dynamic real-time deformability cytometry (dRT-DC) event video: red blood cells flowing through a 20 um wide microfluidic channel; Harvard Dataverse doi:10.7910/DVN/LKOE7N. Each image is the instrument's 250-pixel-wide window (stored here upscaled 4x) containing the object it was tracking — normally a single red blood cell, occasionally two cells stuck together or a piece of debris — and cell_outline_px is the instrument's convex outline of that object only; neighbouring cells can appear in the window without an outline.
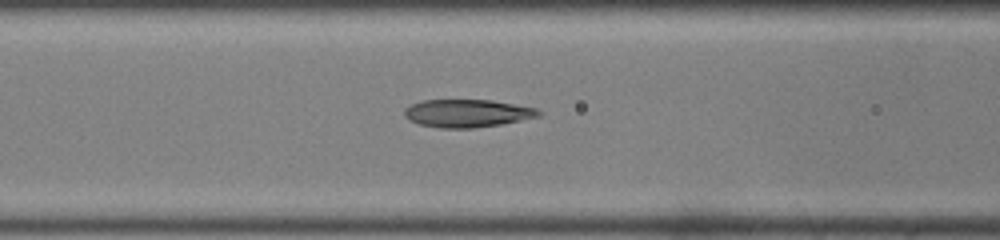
{"species": "common noctule bat (a hibernating species)", "species_latin": "Nyctalus noctula", "temperature_condition": "room temperature", "stored_images_in_passage": 34, "camera_frame_rate_fps": 3000, "um_per_image_px": 0.085, "animal": {"sex": "male", "body_mass_g": 19.0, "forearm_length_mm": 50.8}, "frame": {"image": 1, "passage_image": 14, "time_ms": 4.333, "image_size_px": [1000, 240], "cell_outline_px": [[540, 116], [500, 124], [472, 128], [440, 128], [420, 124], [408, 120], [404, 116], [404, 108], [412, 104], [424, 100], [492, 100], [536, 108], [540, 112]], "centroid_in_image_um": [39.67, 9.63], "position_along_channel_um": 126.9, "area_um2": 21.62}}
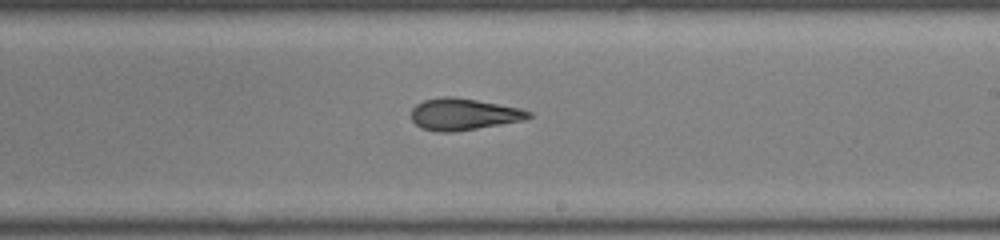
{"frame": {"image": 2, "passage_image": 23, "time_ms": 7.333, "image_size_px": [1000, 240], "cell_outline_px": [[532, 116], [524, 120], [452, 132], [436, 132], [420, 128], [412, 120], [412, 108], [416, 104], [424, 100], [444, 96], [448, 96], [476, 100], [520, 108], [532, 112]], "centroid_in_image_um": [39.38, 9.71], "position_along_channel_um": 249.6, "area_um2": 21.5}}
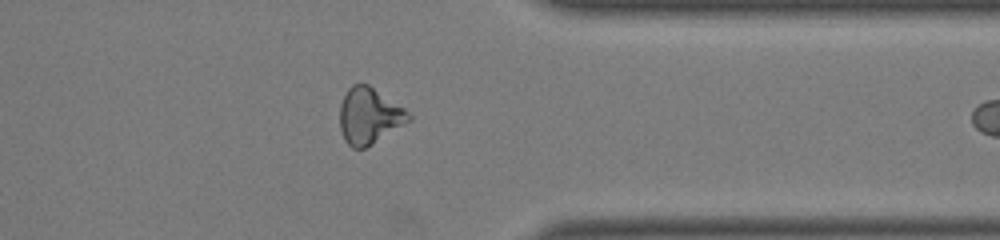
{"frame": {"image": 3, "passage_image": 33, "time_ms": 10.667, "image_size_px": [1000, 240], "cell_outline_px": [[412, 120], [372, 144], [364, 148], [352, 148], [344, 140], [340, 128], [340, 104], [348, 88], [352, 84], [368, 84], [404, 108], [412, 116]], "centroid_in_image_um": [31.38, 9.86], "position_along_channel_um": 380.0, "area_um2": 22.43}}